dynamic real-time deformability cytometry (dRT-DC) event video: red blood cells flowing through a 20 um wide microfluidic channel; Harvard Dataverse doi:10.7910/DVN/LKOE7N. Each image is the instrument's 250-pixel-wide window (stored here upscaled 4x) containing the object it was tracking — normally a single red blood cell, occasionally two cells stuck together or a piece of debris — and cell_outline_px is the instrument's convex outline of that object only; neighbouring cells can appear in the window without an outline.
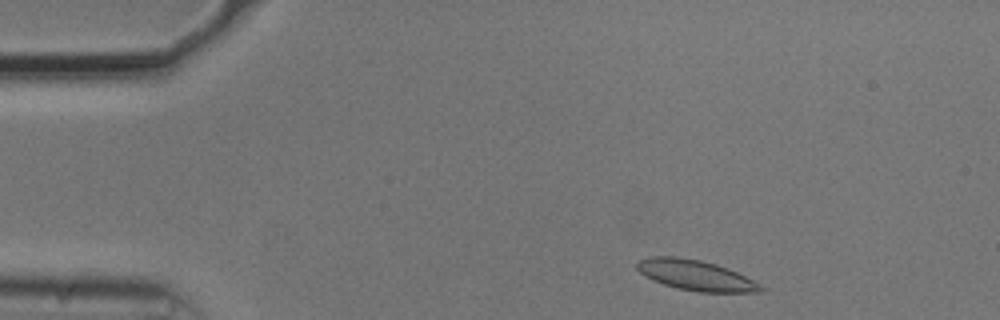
{"species": "common noctule bat (a hibernating species)", "species_latin": "Nyctalus noctula", "temperature_condition": "cold", "stored_images_in_passage": 48, "camera_frame_rate_fps": 3000, "um_per_image_px": 0.085, "animal": {"sex": "male", "body_mass_g": 20.5, "forearm_length_mm": 52.5}, "frame": {"image": 1, "passage_image": 2, "time_ms": 0.333, "image_size_px": [1000, 320], "cell_outline_px": [[764, 292], [700, 292], [676, 288], [652, 280], [640, 272], [636, 268], [636, 264], [640, 260], [648, 256], [676, 256], [700, 260], [716, 264], [728, 268], [760, 284], [764, 288]], "centroid_in_image_um": [59.11, 23.39], "position_along_channel_um": 25.9, "area_um2": 21.85}}
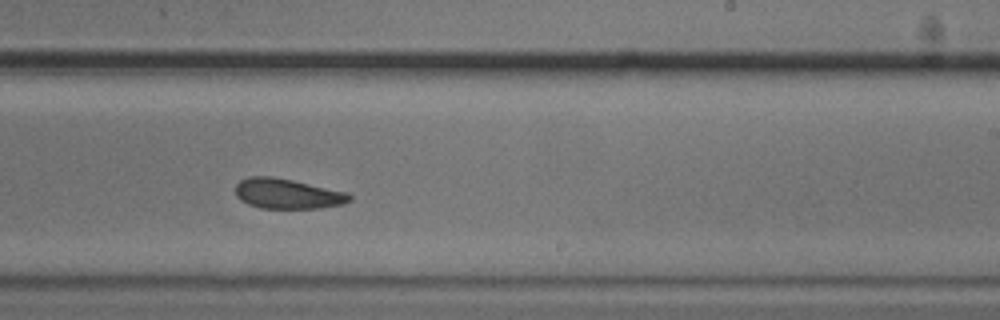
{"frame": {"image": 2, "passage_image": 27, "time_ms": 8.667, "image_size_px": [1000, 320], "cell_outline_px": [[352, 200], [344, 204], [320, 208], [260, 208], [248, 204], [240, 200], [236, 196], [236, 184], [240, 180], [248, 176], [272, 176], [292, 180], [348, 192], [352, 196]], "centroid_in_image_um": [24.44, 16.46], "position_along_channel_um": 264.6, "area_um2": 20.17}}
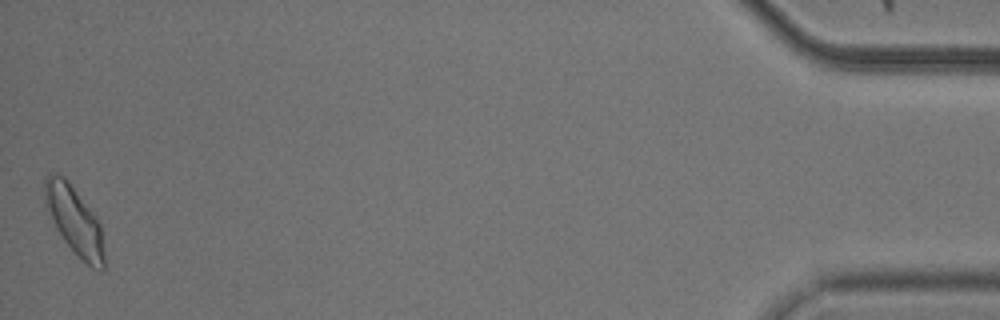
{"frame": {"image": 3, "passage_image": 48, "time_ms": 15.667, "image_size_px": [1000, 320], "cell_outline_px": [[104, 268], [100, 272], [92, 268], [64, 240], [56, 228], [44, 208], [44, 180], [48, 172], [56, 172], [64, 176], [68, 180], [96, 216], [100, 224], [104, 252]], "centroid_in_image_um": [6.29, 18.67], "position_along_channel_um": 428.9, "area_um2": 23.7}, "authors_computed_cell_mechanics": {"area_um2": 20.9525, "velocity_mm_per_s": 3.6731, "shape_relaxation_time_tau1_ms": 5.0772, "shape_relaxation_time_tau2_ms": 4.3849, "deformation_change_tau1": 0.0911, "deformation_change_tau2": 0.0811}}